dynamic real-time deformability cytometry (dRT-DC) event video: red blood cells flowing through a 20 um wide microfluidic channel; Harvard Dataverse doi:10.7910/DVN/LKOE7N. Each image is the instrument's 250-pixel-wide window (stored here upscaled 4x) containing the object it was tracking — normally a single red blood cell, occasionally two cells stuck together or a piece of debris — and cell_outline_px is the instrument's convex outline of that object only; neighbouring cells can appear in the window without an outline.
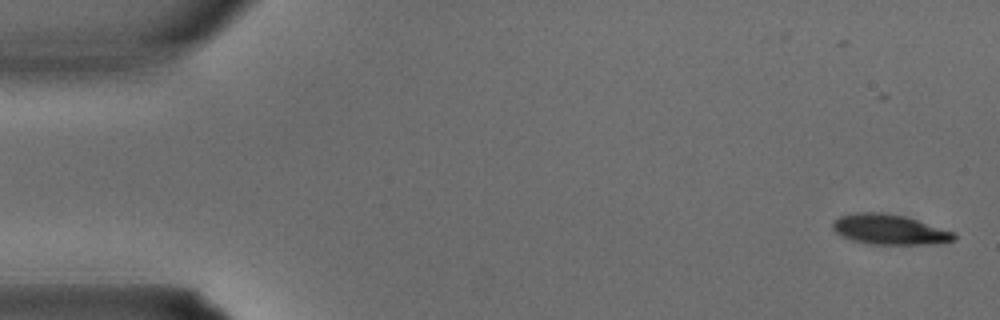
{"species": "common noctule bat (a hibernating species)", "species_latin": "Nyctalus noctula", "temperature_condition": "warm", "stored_images_in_passage": 4, "camera_frame_rate_fps": 3000, "um_per_image_px": 0.085, "animal": {"sex": "male", "body_mass_g": 15.6}, "frame": {"image": 1, "passage_image": 1, "time_ms": 0.0, "image_size_px": [1000, 320], "cell_outline_px": [[956, 240], [940, 244], [868, 244], [852, 240], [840, 236], [832, 228], [832, 220], [840, 216], [856, 212], [884, 212], [904, 216], [956, 232]], "centroid_in_image_um": [75.61, 19.51], "position_along_channel_um": 9.4, "area_um2": 21.62}}
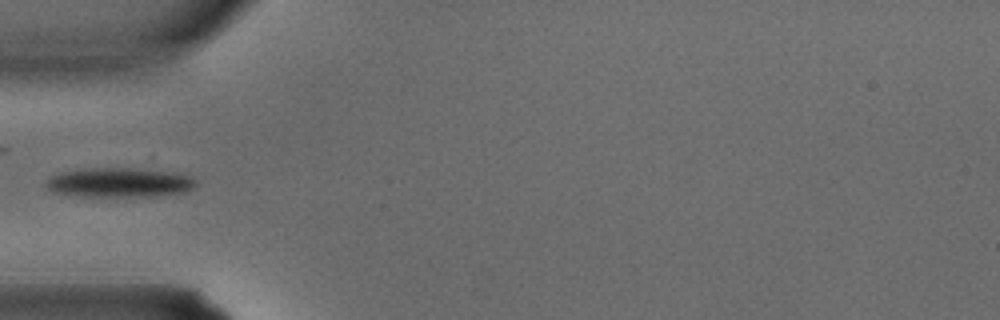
{"frame": {"image": 2, "passage_image": 4, "time_ms": 1.0, "image_size_px": [1000, 320], "cell_outline_px": [[196, 184], [192, 188], [180, 192], [148, 196], [80, 196], [52, 192], [44, 184], [52, 176], [60, 172], [84, 168], [128, 168], [172, 172], [192, 176], [196, 180]], "centroid_in_image_um": [10.1, 15.5], "position_along_channel_um": 74.9, "area_um2": 25.43}}